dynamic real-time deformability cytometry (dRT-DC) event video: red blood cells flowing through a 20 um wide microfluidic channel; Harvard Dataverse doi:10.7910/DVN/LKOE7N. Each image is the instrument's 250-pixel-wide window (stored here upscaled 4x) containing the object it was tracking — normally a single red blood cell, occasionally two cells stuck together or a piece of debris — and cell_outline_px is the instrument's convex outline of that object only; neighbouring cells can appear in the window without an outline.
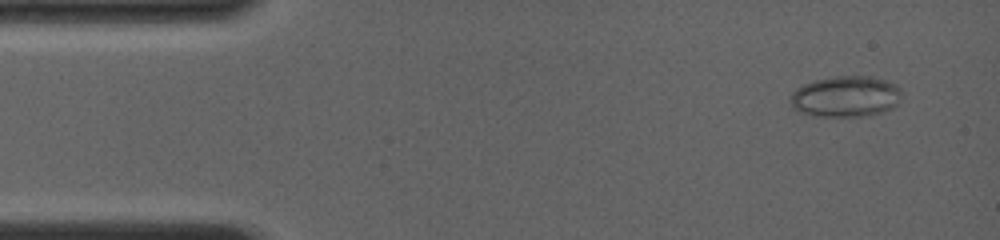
{"species": "common noctule bat (a hibernating species)", "species_latin": "Nyctalus noctula", "temperature_condition": "room temperature", "stored_images_in_passage": 58, "camera_frame_rate_fps": 4000, "um_per_image_px": 0.085, "animal": {"sex": "female", "body_mass_g": 19.0, "forearm_length_mm": 56.7}, "frame": {"image": 1, "passage_image": 3, "time_ms": 1.0, "image_size_px": [1000, 240], "cell_outline_px": [[900, 92], [892, 108], [884, 112], [864, 116], [816, 116], [800, 112], [792, 108], [788, 100], [792, 92], [796, 88], [804, 84], [816, 80], [840, 76], [860, 76], [884, 80], [900, 88]], "centroid_in_image_um": [71.79, 8.22], "position_along_channel_um": 13.2, "area_um2": 26.18}}
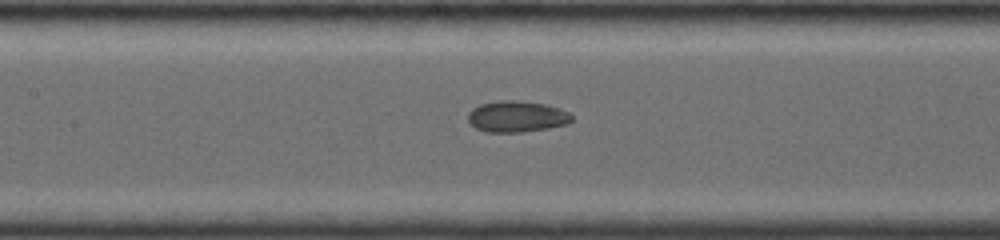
{"frame": {"image": 2, "passage_image": 30, "time_ms": 7.0, "image_size_px": [1000, 240], "cell_outline_px": [[572, 120], [568, 124], [548, 128], [520, 132], [488, 132], [476, 128], [468, 120], [468, 112], [472, 108], [480, 104], [500, 100], [516, 100], [544, 104], [560, 108], [568, 112], [572, 116]], "centroid_in_image_um": [43.92, 9.9], "position_along_channel_um": 163.5, "area_um2": 18.84}}
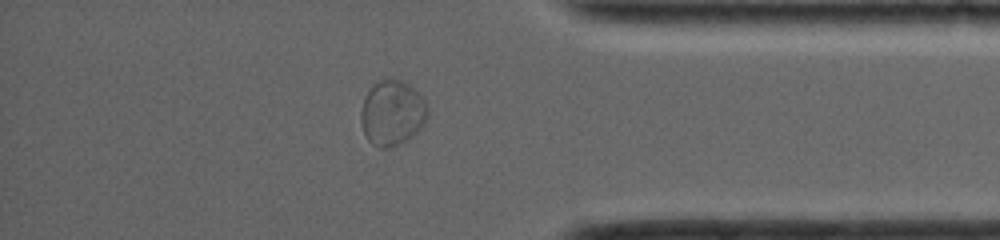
{"frame": {"image": 3, "passage_image": 52, "time_ms": 13.0, "image_size_px": [1000, 240], "cell_outline_px": [[428, 116], [424, 124], [408, 140], [400, 144], [388, 148], [380, 148], [372, 144], [368, 140], [364, 132], [360, 120], [360, 112], [364, 96], [372, 84], [388, 76], [392, 76], [408, 84], [424, 100], [428, 108]], "centroid_in_image_um": [33.31, 9.58], "position_along_channel_um": 401.9, "area_um2": 25.72}, "authors_computed_cell_mechanics": {"area_um2": 20.4612, "velocity_mm_per_s": 4.0956, "shape_relaxation_time_tau1_ms": null, "shape_relaxation_time_tau2_ms": 1.4859, "deformation_change_tau1": null, "deformation_change_tau2": 0.0477}}